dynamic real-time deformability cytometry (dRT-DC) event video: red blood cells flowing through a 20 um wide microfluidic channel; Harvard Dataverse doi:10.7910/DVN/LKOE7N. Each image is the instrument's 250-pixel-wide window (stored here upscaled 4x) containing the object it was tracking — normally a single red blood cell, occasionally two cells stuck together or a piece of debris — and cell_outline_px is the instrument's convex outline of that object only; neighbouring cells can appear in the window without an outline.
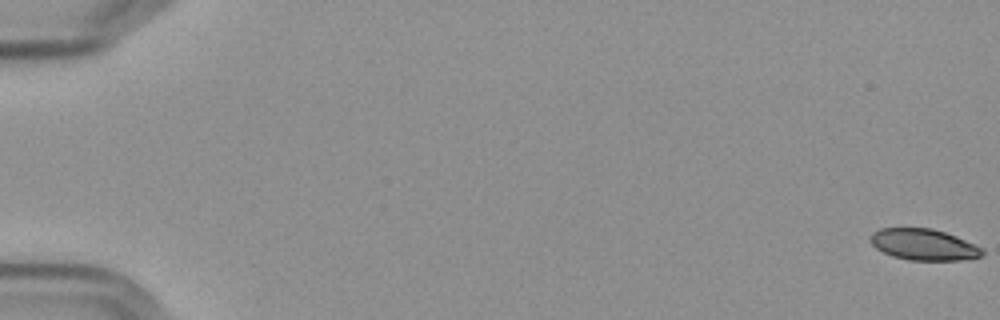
{"species": "Egyptian fruit bat (a non-hibernating species)", "species_latin": "Rousettus aegyptiacus", "temperature_condition": "cold", "stored_images_in_passage": 58, "camera_frame_rate_fps": 3000, "um_per_image_px": 0.085, "frame": {"image": 1, "passage_image": 1, "time_ms": 0.0, "image_size_px": [1000, 320], "cell_outline_px": [[984, 252], [980, 256], [960, 260], [908, 260], [892, 256], [876, 248], [868, 240], [872, 232], [880, 228], [932, 228], [956, 236], [984, 248]], "centroid_in_image_um": [78.49, 20.78], "position_along_channel_um": 6.5, "area_um2": 20.4}}
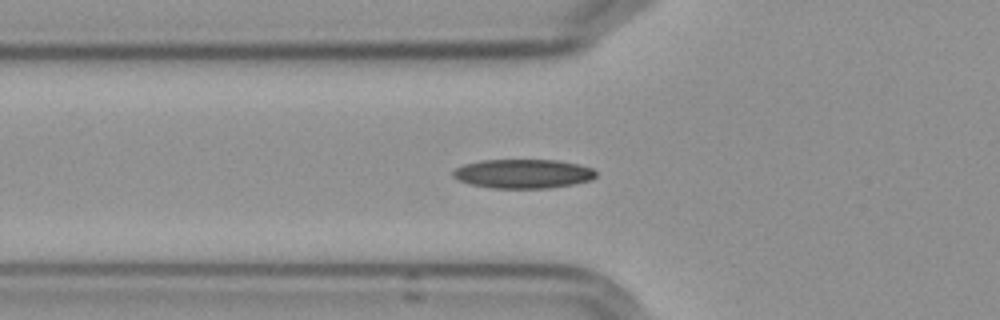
{"frame": {"image": 2, "passage_image": 22, "time_ms": 7.0, "image_size_px": [1000, 320], "cell_outline_px": [[596, 176], [592, 180], [576, 184], [548, 188], [492, 188], [468, 184], [452, 176], [452, 172], [456, 168], [464, 164], [480, 160], [560, 160], [580, 164], [592, 168], [596, 172]], "centroid_in_image_um": [44.49, 14.76], "position_along_channel_um": 81.3, "area_um2": 24.51}}
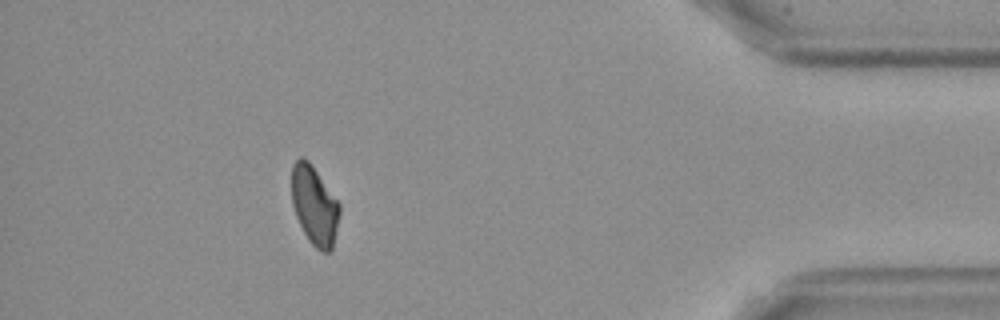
{"frame": {"image": 3, "passage_image": 53, "time_ms": 17.333, "image_size_px": [1000, 320], "cell_outline_px": [[340, 212], [332, 252], [324, 252], [316, 248], [308, 240], [296, 216], [292, 204], [292, 164], [300, 156], [304, 156], [308, 160], [340, 204]], "centroid_in_image_um": [26.73, 17.47], "position_along_channel_um": 408.5, "area_um2": 21.96}}